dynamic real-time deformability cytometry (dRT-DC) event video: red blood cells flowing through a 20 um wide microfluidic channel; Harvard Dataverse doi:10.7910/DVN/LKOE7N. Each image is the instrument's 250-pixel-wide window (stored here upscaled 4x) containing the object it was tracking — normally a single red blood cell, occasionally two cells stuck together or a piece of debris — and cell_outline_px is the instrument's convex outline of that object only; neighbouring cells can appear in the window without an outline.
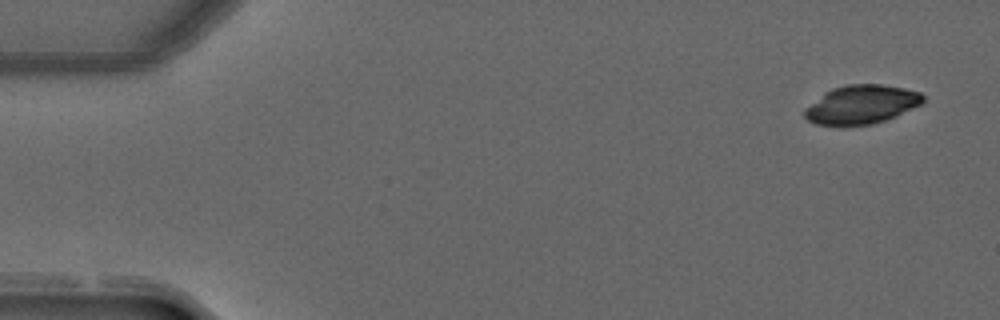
{"species": "common noctule bat (a hibernating species)", "species_latin": "Nyctalus noctula", "temperature_condition": "warm", "stored_images_in_passage": 3, "camera_frame_rate_fps": 3000, "um_per_image_px": 0.085, "animal": {"sex": "male", "forearm_length_mm": 52.5}, "frame": {"image": 1, "passage_image": 1, "time_ms": 0.0, "image_size_px": [1000, 320], "cell_outline_px": [[924, 100], [920, 104], [896, 116], [872, 124], [840, 128], [816, 124], [808, 120], [804, 116], [804, 108], [824, 92], [832, 88], [848, 84], [880, 84], [904, 88], [920, 92], [924, 96]], "centroid_in_image_um": [73.16, 8.91], "position_along_channel_um": 11.8, "area_um2": 27.22}}